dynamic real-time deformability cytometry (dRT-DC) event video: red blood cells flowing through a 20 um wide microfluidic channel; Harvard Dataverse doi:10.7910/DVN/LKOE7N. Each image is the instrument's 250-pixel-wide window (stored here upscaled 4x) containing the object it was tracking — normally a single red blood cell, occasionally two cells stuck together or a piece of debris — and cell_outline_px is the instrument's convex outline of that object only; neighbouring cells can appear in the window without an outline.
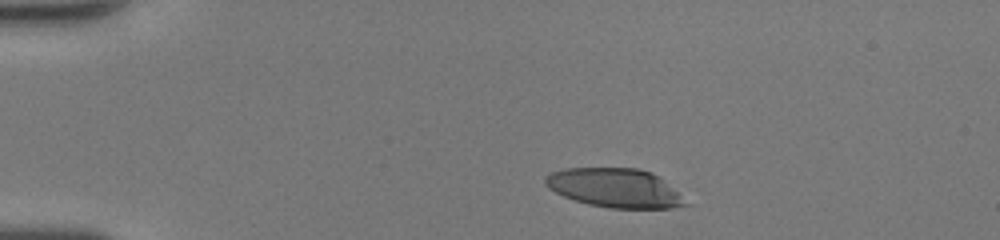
{"species": "human", "species_latin": "Homo sapiens", "temperature_condition": "room temperature", "stored_images_in_passage": 40, "camera_frame_rate_fps": 3000, "um_per_image_px": 0.085, "donor": {"sex": "female"}, "frame": {"image": 1, "passage_image": 1, "time_ms": 0.0, "image_size_px": [1000, 240], "cell_outline_px": [[688, 204], [672, 208], [608, 208], [588, 204], [564, 196], [548, 188], [544, 184], [544, 176], [552, 172], [564, 168], [640, 168], [652, 172], [660, 176], [680, 192]], "centroid_in_image_um": [52.29, 15.96], "position_along_channel_um": 32.7, "area_um2": 32.14}}
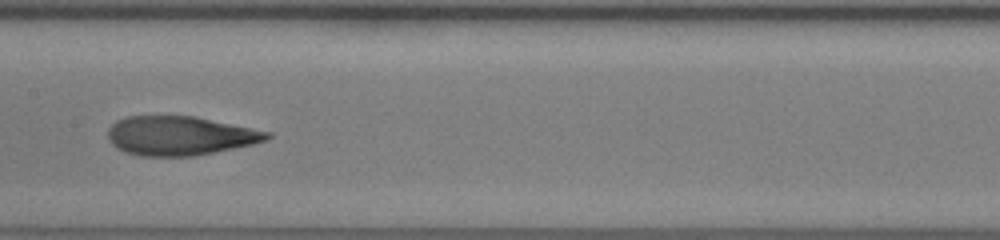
{"frame": {"image": 2, "passage_image": 17, "time_ms": 5.333, "image_size_px": [1000, 240], "cell_outline_px": [[272, 136], [268, 140], [252, 144], [192, 156], [140, 156], [116, 148], [108, 140], [108, 128], [116, 120], [128, 116], [192, 116], [272, 132]], "centroid_in_image_um": [15.27, 11.53], "position_along_channel_um": 192.1, "area_um2": 36.01}}
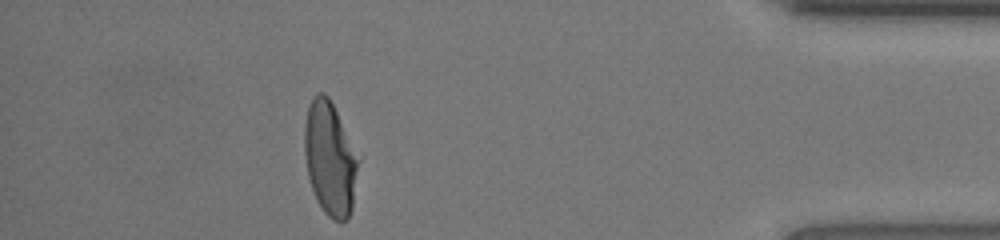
{"frame": {"image": 3, "passage_image": 35, "time_ms": 11.333, "image_size_px": [1000, 240], "cell_outline_px": [[360, 160], [352, 208], [348, 220], [332, 220], [324, 212], [316, 200], [308, 176], [304, 152], [304, 124], [308, 104], [312, 96], [316, 92], [324, 92], [328, 96]], "centroid_in_image_um": [28.03, 13.48], "position_along_channel_um": 407.2, "area_um2": 35.72}, "authors_computed_cell_mechanics": {"area_um2": 35.9516, "velocity_mm_per_s": 4.2978, "shape_relaxation_time_tau1_ms": 10.6191, "shape_relaxation_time_tau2_ms": 1.2126, "deformation_change_tau1": 0.3961, "deformation_change_tau2": 0.0897}}